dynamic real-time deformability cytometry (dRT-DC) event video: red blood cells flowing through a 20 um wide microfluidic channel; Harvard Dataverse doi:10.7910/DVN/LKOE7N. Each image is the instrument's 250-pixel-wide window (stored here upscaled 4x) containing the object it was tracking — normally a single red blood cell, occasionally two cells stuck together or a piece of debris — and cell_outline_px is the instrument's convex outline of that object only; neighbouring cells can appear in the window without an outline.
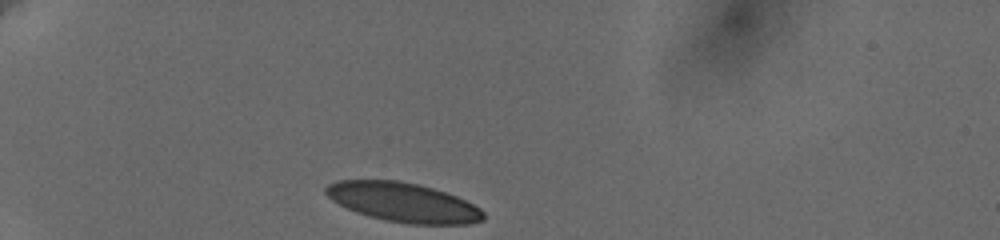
{"species": "human", "species_latin": "Homo sapiens", "temperature_condition": "cold", "stored_images_in_passage": 34, "camera_frame_rate_fps": 3000, "um_per_image_px": 0.085, "donor": {"sex": "female"}, "frame": {"image": 1, "passage_image": 1, "time_ms": 0.0, "image_size_px": [1000, 240], "cell_outline_px": [[484, 220], [468, 224], [408, 224], [384, 220], [368, 216], [356, 212], [332, 200], [324, 192], [324, 188], [328, 184], [340, 180], [400, 180], [420, 184], [456, 196], [480, 208], [484, 212]], "centroid_in_image_um": [34.26, 17.19], "position_along_channel_um": 50.7, "area_um2": 36.07}}
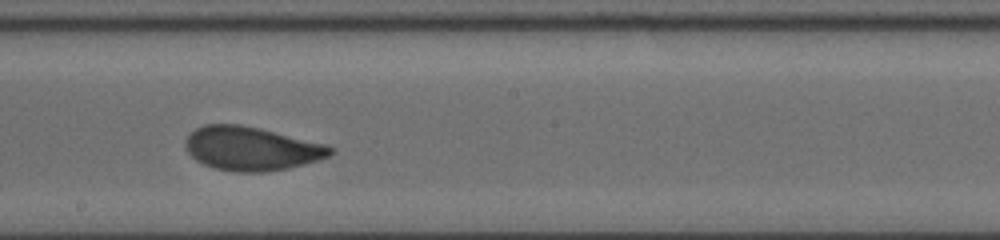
{"frame": {"image": 2, "passage_image": 19, "time_ms": 6.0, "image_size_px": [1000, 240], "cell_outline_px": [[332, 152], [328, 156], [304, 164], [288, 168], [264, 172], [236, 172], [212, 168], [196, 160], [184, 148], [184, 140], [196, 128], [204, 124], [240, 124], [260, 128], [328, 144], [332, 148]], "centroid_in_image_um": [21.34, 12.62], "position_along_channel_um": 226.9, "area_um2": 37.05}}
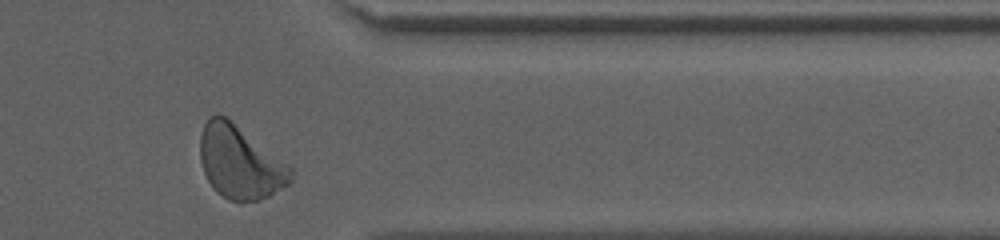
{"frame": {"image": 3, "passage_image": 33, "time_ms": 10.667, "image_size_px": [1000, 240], "cell_outline_px": [[292, 180], [288, 184], [268, 196], [260, 200], [240, 204], [228, 200], [216, 192], [208, 180], [204, 172], [200, 160], [200, 136], [204, 124], [212, 116], [224, 116], [292, 168]], "centroid_in_image_um": [20.38, 13.87], "position_along_channel_um": 391.0, "area_um2": 37.97}, "authors_computed_cell_mechanics": {"area_um2": 36.7608, "velocity_mm_per_s": 3.6111, "shape_relaxation_time_tau1_ms": 4.228, "shape_relaxation_time_tau2_ms": null, "deformation_change_tau1": 0.1245, "deformation_change_tau2": null}}